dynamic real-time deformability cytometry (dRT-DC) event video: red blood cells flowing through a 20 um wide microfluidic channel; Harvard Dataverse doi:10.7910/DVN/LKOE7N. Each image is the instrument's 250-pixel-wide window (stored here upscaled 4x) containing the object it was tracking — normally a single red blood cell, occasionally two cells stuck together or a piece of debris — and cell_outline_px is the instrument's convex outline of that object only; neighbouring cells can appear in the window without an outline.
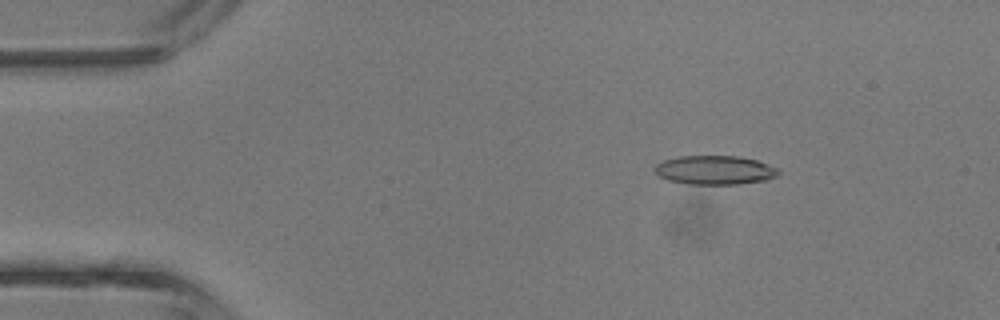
{"species": "common noctule bat (a hibernating species)", "species_latin": "Nyctalus noctula", "temperature_condition": "room temperature", "stored_images_in_passage": 11, "camera_frame_rate_fps": 3000, "um_per_image_px": 0.085, "animal": {"sex": "male", "body_mass_g": 13.3}, "frame": {"image": 1, "passage_image": 5, "time_ms": 1.333, "image_size_px": [1000, 320], "cell_outline_px": [[780, 172], [776, 176], [768, 180], [736, 184], [688, 184], [668, 180], [660, 176], [656, 172], [656, 164], [664, 160], [680, 156], [740, 156], [756, 160], [768, 164], [776, 168]], "centroid_in_image_um": [60.78, 14.45], "position_along_channel_um": 24.2, "area_um2": 20.75}}